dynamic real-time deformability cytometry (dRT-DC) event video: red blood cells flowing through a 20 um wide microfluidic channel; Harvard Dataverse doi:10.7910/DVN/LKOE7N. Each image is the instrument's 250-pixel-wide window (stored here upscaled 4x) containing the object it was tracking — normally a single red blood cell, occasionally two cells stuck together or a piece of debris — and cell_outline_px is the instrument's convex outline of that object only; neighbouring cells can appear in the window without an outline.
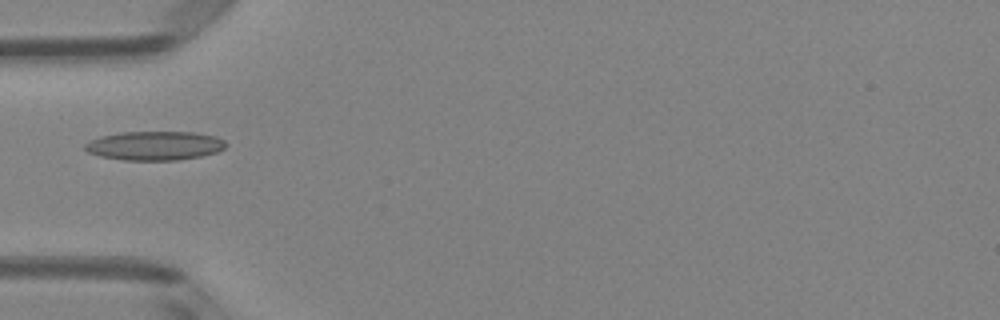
{"species": "Egyptian fruit bat (a non-hibernating species)", "species_latin": "Rousettus aegyptiacus", "temperature_condition": "room temperature", "stored_images_in_passage": 1, "camera_frame_rate_fps": 3000, "um_per_image_px": 0.085, "animal": {"sex": "female"}, "frame": {"image": 1, "passage_image": 1, "time_ms": 0.0, "image_size_px": [1000, 320], "cell_outline_px": [[228, 144], [224, 148], [216, 152], [200, 156], [176, 160], [124, 160], [100, 156], [88, 152], [84, 148], [84, 144], [100, 136], [120, 132], [192, 132], [216, 136], [224, 140]], "centroid_in_image_um": [13.15, 12.38], "position_along_channel_um": 71.9, "area_um2": 23.76}}